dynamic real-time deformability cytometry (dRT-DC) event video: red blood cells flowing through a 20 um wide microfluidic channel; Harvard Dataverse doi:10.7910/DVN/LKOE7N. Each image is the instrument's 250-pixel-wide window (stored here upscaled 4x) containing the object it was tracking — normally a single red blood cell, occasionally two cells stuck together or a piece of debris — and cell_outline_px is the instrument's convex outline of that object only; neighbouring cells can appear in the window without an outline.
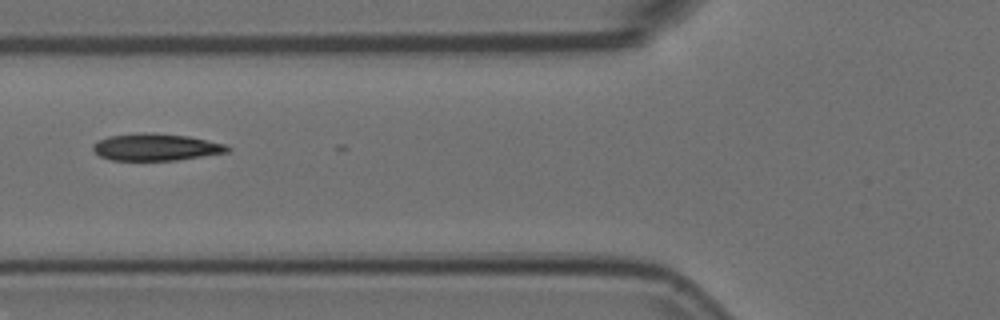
{"species": "Egyptian fruit bat (a non-hibernating species)", "species_latin": "Rousettus aegyptiacus", "temperature_condition": "room temperature", "stored_images_in_passage": 8, "camera_frame_rate_fps": 3000, "um_per_image_px": 0.085, "animal": {"sex": "female"}, "frame": {"image": 1, "passage_image": 8, "time_ms": 2.333, "image_size_px": [1000, 320], "cell_outline_px": [[232, 148], [228, 152], [176, 160], [112, 160], [100, 156], [92, 148], [92, 144], [108, 136], [140, 132], [152, 132], [188, 136], [224, 144]], "centroid_in_image_um": [13.24, 12.49], "position_along_channel_um": 112.6, "area_um2": 21.1}}